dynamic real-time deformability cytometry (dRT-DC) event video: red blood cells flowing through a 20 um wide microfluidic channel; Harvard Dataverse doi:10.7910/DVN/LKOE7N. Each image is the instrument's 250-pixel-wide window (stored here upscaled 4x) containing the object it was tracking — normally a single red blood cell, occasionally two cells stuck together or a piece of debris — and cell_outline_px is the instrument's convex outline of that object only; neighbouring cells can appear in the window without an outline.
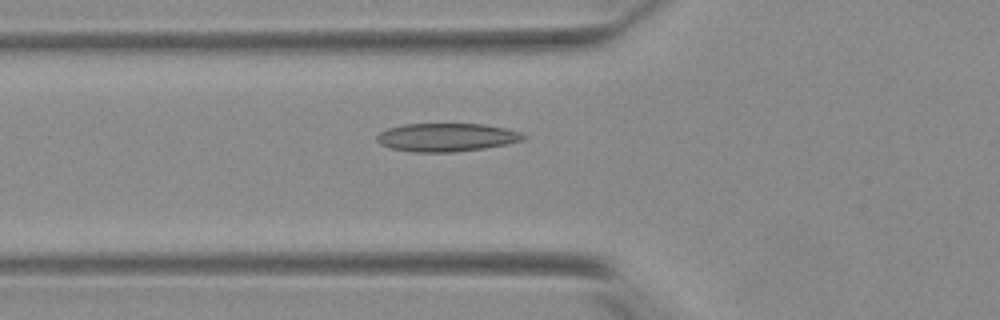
{"species": "Egyptian fruit bat (a non-hibernating species)", "species_latin": "Rousettus aegyptiacus", "temperature_condition": "warm", "stored_images_in_passage": 45, "camera_frame_rate_fps": 3000, "um_per_image_px": 0.085, "animal": {"sex": "female"}, "frame": {"image": 1, "passage_image": 11, "time_ms": 3.333, "image_size_px": [1000, 320], "cell_outline_px": [[528, 136], [524, 140], [508, 144], [484, 148], [452, 152], [412, 152], [392, 148], [380, 144], [376, 140], [376, 136], [380, 132], [388, 128], [404, 124], [484, 124], [504, 128], [520, 132]], "centroid_in_image_um": [37.97, 11.67], "position_along_channel_um": 87.8, "area_um2": 24.16}}
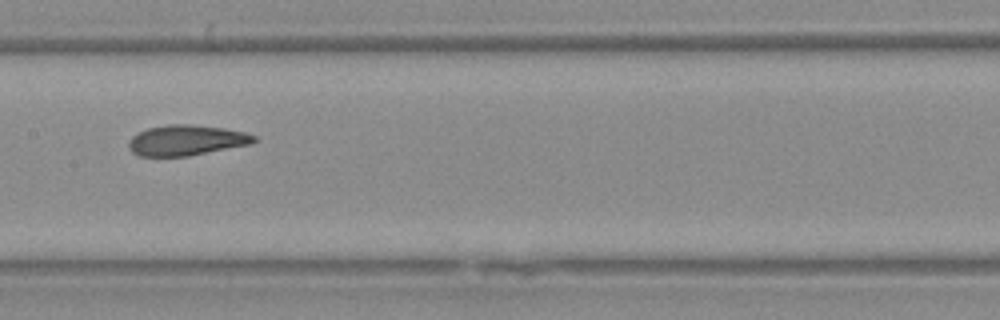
{"frame": {"image": 2, "passage_image": 19, "time_ms": 6.0, "image_size_px": [1000, 320], "cell_outline_px": [[260, 140], [252, 144], [188, 156], [140, 156], [132, 152], [128, 148], [128, 140], [132, 136], [148, 128], [168, 124], [192, 124], [224, 128], [248, 132], [256, 136]], "centroid_in_image_um": [15.89, 11.92], "position_along_channel_um": 191.5, "area_um2": 22.54}}
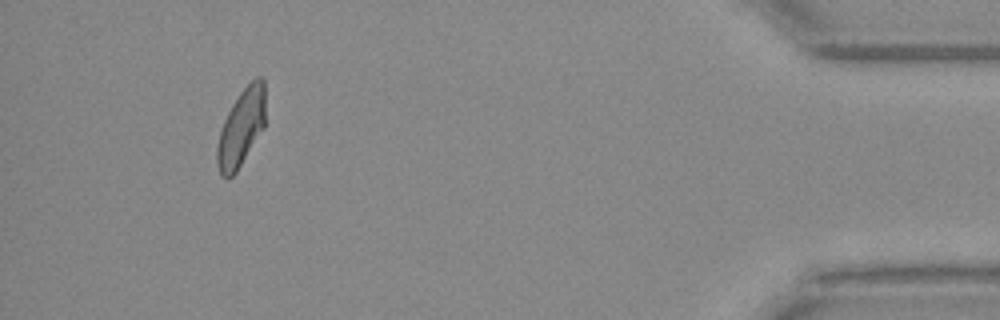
{"frame": {"image": 3, "passage_image": 41, "time_ms": 13.333, "image_size_px": [1000, 320], "cell_outline_px": [[264, 128], [236, 172], [228, 180], [220, 176], [216, 164], [216, 148], [220, 132], [224, 120], [232, 104], [240, 92], [256, 76], [260, 76], [264, 80]], "centroid_in_image_um": [20.48, 10.9], "position_along_channel_um": 414.7, "area_um2": 21.73}, "authors_computed_cell_mechanics": {"area_um2": 22.4264, "velocity_mm_per_s": 3.8833, "shape_relaxation_time_tau1_ms": 5.8568, "shape_relaxation_time_tau2_ms": 1.9751, "deformation_change_tau1": 0.1692, "deformation_change_tau2": 0.0741}}